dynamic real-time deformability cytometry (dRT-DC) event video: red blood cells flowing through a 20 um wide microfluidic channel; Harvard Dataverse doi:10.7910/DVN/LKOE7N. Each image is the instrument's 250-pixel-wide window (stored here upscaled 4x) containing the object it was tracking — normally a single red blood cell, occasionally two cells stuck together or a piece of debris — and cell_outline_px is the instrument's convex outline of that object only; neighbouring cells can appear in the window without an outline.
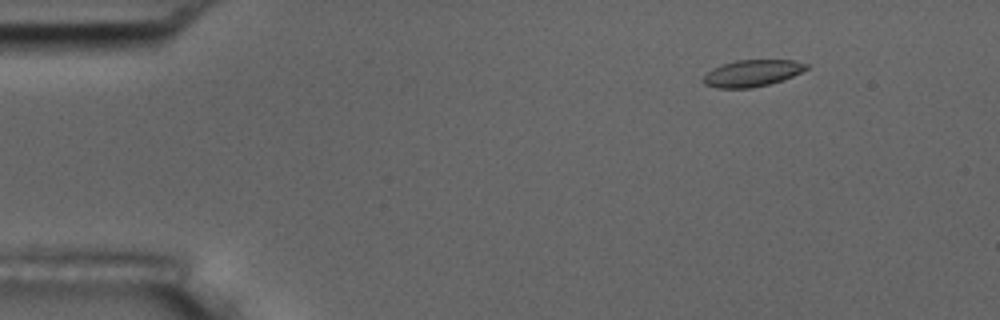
{"species": "common noctule bat (a hibernating species)", "species_latin": "Nyctalus noctula", "temperature_condition": "room temperature", "stored_images_in_passage": 5, "camera_frame_rate_fps": 3000, "um_per_image_px": 0.085, "animal": {"sex": "male", "body_mass_g": 17.5, "forearm_length_mm": 52.3}, "frame": {"image": 1, "passage_image": 1, "time_ms": 0.0, "image_size_px": [1000, 320], "cell_outline_px": [[808, 68], [792, 76], [768, 84], [752, 88], [716, 88], [704, 84], [700, 80], [712, 68], [736, 60], [792, 60], [808, 64]], "centroid_in_image_um": [63.88, 6.22], "position_along_channel_um": 21.1, "area_um2": 15.9}}
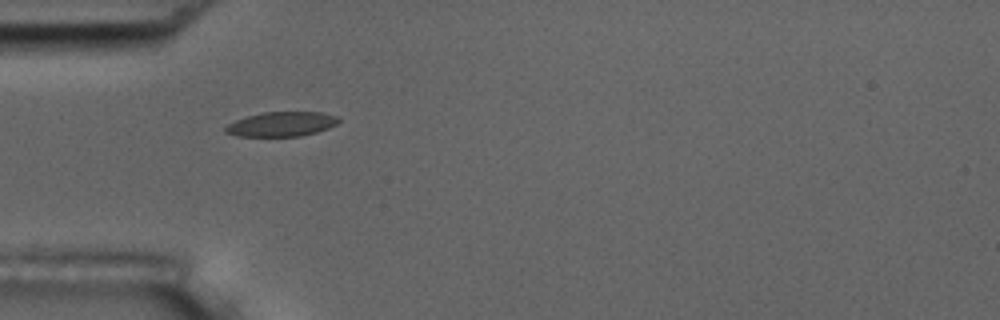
{"frame": {"image": 2, "passage_image": 4, "time_ms": 3.333, "image_size_px": [1000, 320], "cell_outline_px": [[340, 120], [336, 124], [328, 128], [316, 132], [300, 136], [236, 136], [224, 132], [224, 128], [228, 124], [236, 120], [248, 116], [264, 112], [320, 112], [340, 116]], "centroid_in_image_um": [23.94, 10.55], "position_along_channel_um": 61.1, "area_um2": 16.18}}